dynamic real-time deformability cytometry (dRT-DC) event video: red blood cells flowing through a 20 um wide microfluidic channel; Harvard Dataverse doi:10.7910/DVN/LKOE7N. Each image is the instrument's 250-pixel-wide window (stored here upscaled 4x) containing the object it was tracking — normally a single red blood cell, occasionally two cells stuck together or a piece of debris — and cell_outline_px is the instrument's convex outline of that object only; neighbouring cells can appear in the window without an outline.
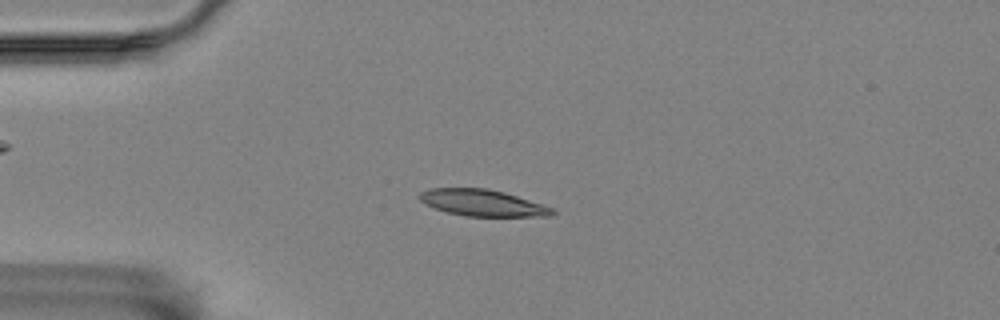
{"species": "Egyptian fruit bat (a non-hibernating species)", "species_latin": "Rousettus aegyptiacus", "temperature_condition": "room temperature", "stored_images_in_passage": 56, "camera_frame_rate_fps": 3000, "um_per_image_px": 0.085, "animal": {"sex": "female"}, "frame": {"image": 1, "passage_image": 14, "time_ms": 4.333, "image_size_px": [1000, 320], "cell_outline_px": [[556, 212], [552, 216], [464, 216], [448, 212], [436, 208], [420, 200], [416, 196], [420, 192], [428, 188], [488, 188], [504, 192], [552, 208]], "centroid_in_image_um": [40.97, 17.23], "position_along_channel_um": 44.0, "area_um2": 20.29}}
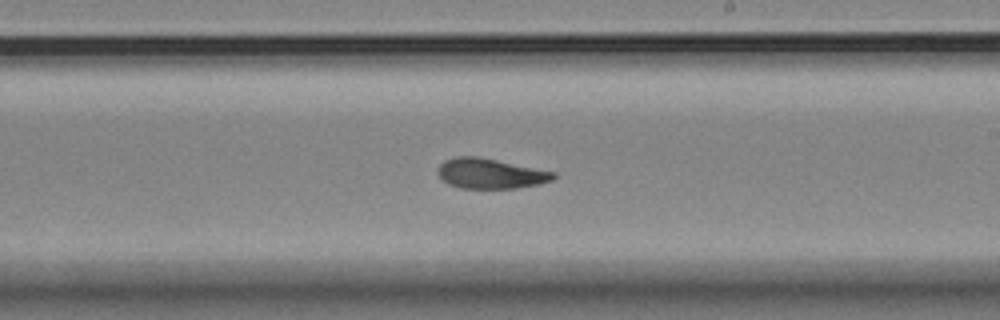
{"frame": {"image": 2, "passage_image": 33, "time_ms": 10.667, "image_size_px": [1000, 320], "cell_outline_px": [[556, 176], [552, 180], [540, 184], [516, 188], [460, 188], [448, 184], [436, 172], [440, 164], [444, 160], [456, 156], [476, 156], [556, 172]], "centroid_in_image_um": [41.67, 14.75], "position_along_channel_um": 247.3, "area_um2": 20.23}}
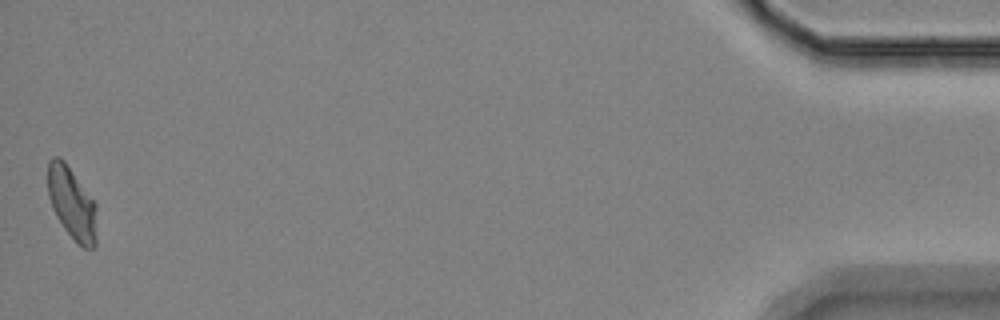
{"frame": {"image": 3, "passage_image": 56, "time_ms": 18.333, "image_size_px": [1000, 320], "cell_outline_px": [[96, 244], [92, 248], [84, 248], [64, 228], [56, 216], [52, 208], [48, 196], [48, 160], [52, 156], [60, 156], [64, 160], [96, 204]], "centroid_in_image_um": [6.09, 17.24], "position_along_channel_um": 429.1, "area_um2": 20.4}, "authors_computed_cell_mechanics": {"area_um2": 20.6057, "velocity_mm_per_s": 3.5345, "shape_relaxation_time_tau1_ms": 8.4028, "shape_relaxation_time_tau2_ms": 2.6082, "deformation_change_tau1": 0.1888, "deformation_change_tau2": 0.0745}}